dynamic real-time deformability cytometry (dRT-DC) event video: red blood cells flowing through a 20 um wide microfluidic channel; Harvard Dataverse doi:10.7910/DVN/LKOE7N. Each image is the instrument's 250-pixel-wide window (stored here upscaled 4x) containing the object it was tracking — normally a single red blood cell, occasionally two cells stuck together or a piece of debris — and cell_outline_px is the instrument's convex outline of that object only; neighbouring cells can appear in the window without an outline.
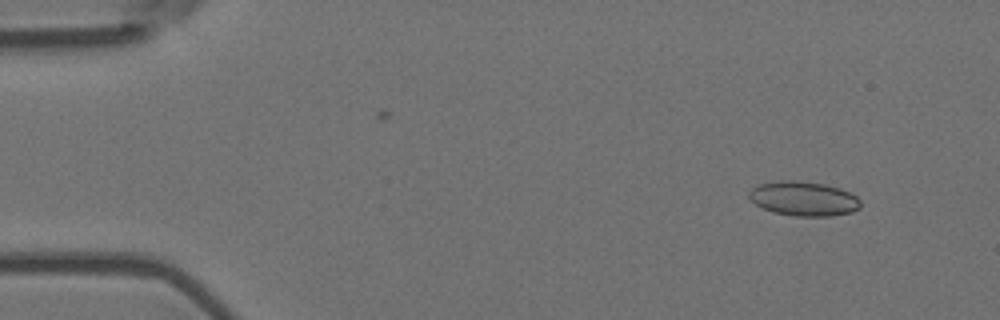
{"species": "Egyptian fruit bat (a non-hibernating species)", "species_latin": "Rousettus aegyptiacus", "temperature_condition": "room temperature", "stored_images_in_passage": 14, "camera_frame_rate_fps": 3000, "um_per_image_px": 0.085, "animal": {"sex": "female"}, "frame": {"image": 1, "passage_image": 1, "time_ms": 0.0, "image_size_px": [1000, 320], "cell_outline_px": [[860, 208], [852, 212], [828, 216], [796, 216], [772, 212], [756, 204], [748, 196], [748, 192], [752, 188], [760, 184], [780, 180], [792, 180], [824, 184], [840, 188], [856, 196], [860, 200]], "centroid_in_image_um": [68.31, 16.88], "position_along_channel_um": 16.7, "area_um2": 22.25}}
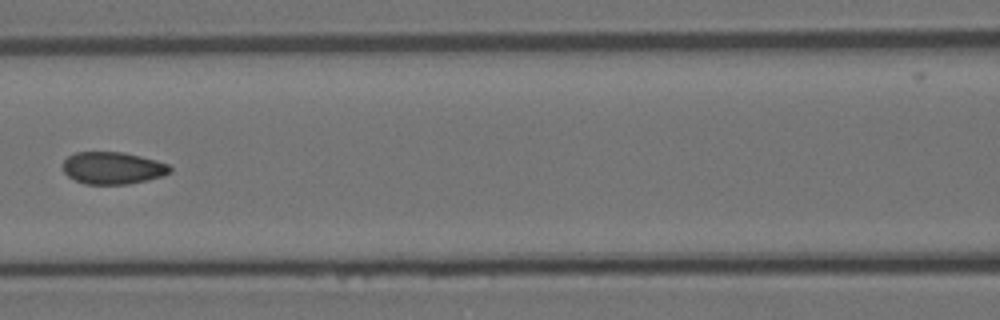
{"frame": {"image": 2, "passage_image": 6, "time_ms": 1.667, "image_size_px": [1000, 320], "cell_outline_px": [[172, 172], [164, 176], [148, 180], [128, 184], [84, 184], [68, 176], [64, 172], [64, 160], [68, 156], [76, 152], [124, 152], [156, 160], [168, 164], [172, 168]], "centroid_in_image_um": [9.62, 14.28], "position_along_channel_um": 157.0, "area_um2": 20.17}}
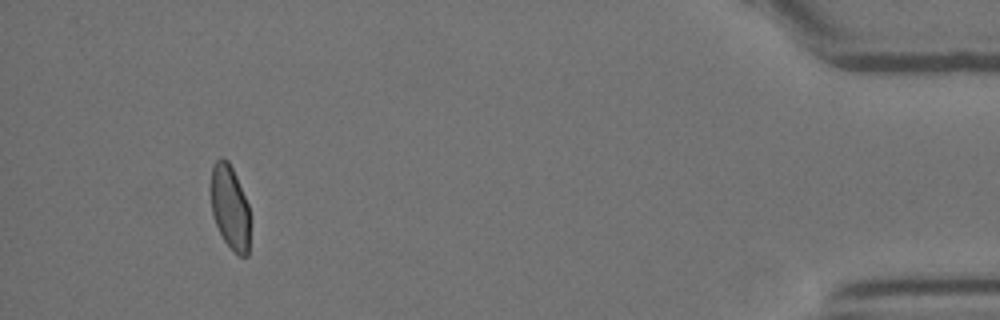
{"frame": {"image": 3, "passage_image": 13, "time_ms": 4.0, "image_size_px": [1000, 320], "cell_outline_px": [[248, 256], [240, 256], [224, 240], [216, 224], [212, 212], [208, 188], [212, 164], [220, 156], [224, 156], [228, 160], [236, 176], [248, 204]], "centroid_in_image_um": [19.48, 17.5], "position_along_channel_um": 415.7, "area_um2": 19.36}}